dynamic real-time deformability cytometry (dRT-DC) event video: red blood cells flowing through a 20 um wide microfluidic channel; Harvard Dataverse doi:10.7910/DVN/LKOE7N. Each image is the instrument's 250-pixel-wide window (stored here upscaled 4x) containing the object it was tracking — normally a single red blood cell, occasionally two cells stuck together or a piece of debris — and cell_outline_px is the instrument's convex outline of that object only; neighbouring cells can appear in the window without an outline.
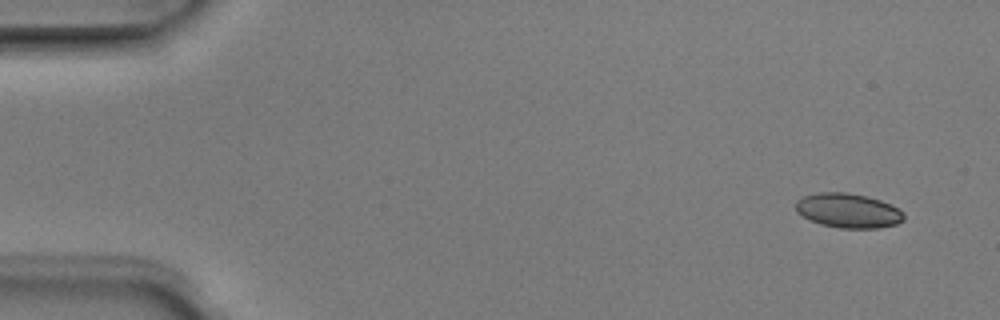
{"species": "Egyptian fruit bat (a non-hibernating species)", "species_latin": "Rousettus aegyptiacus", "temperature_condition": "room temperature", "stored_images_in_passage": 6, "camera_frame_rate_fps": 3000, "um_per_image_px": 0.085, "animal": {"sex": "male"}, "frame": {"image": 1, "passage_image": 1, "time_ms": 0.0, "image_size_px": [1000, 320], "cell_outline_px": [[904, 220], [896, 224], [876, 228], [840, 228], [820, 224], [796, 212], [796, 200], [800, 196], [816, 192], [848, 192], [868, 196], [892, 204], [900, 208], [904, 212]], "centroid_in_image_um": [72.1, 17.88], "position_along_channel_um": 12.9, "area_um2": 22.02}}
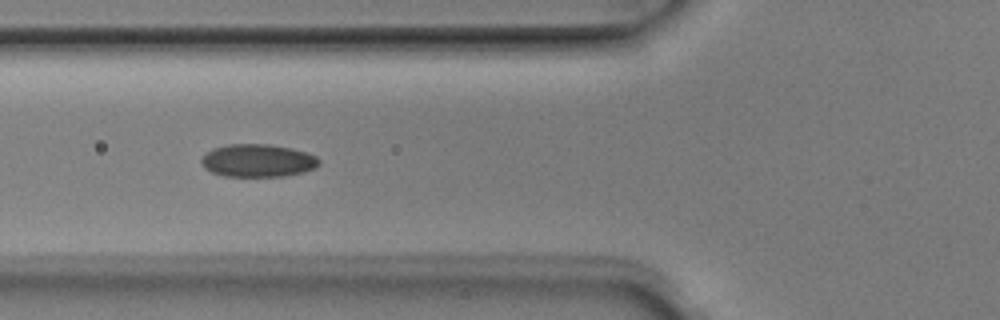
{"frame": {"image": 2, "passage_image": 5, "time_ms": 1.333, "image_size_px": [1000, 320], "cell_outline_px": [[320, 164], [316, 168], [304, 172], [284, 176], [224, 176], [212, 172], [204, 168], [200, 160], [212, 148], [228, 144], [268, 144], [292, 148], [316, 156], [320, 160]], "centroid_in_image_um": [21.93, 13.65], "position_along_channel_um": 103.9, "area_um2": 22.54}}
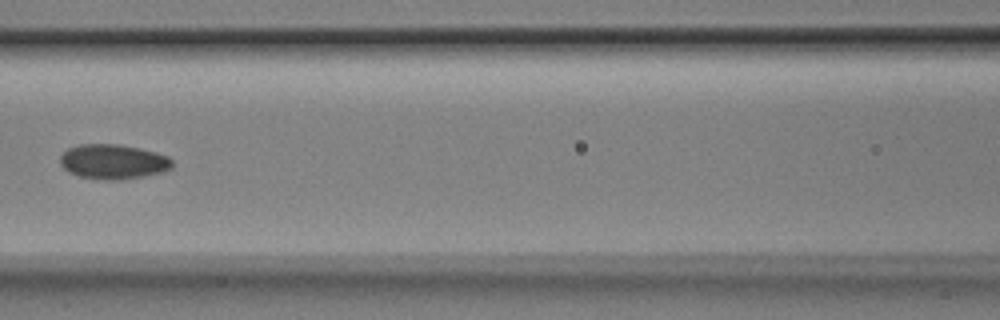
{"frame": {"image": 3, "passage_image": 6, "time_ms": 1.667, "image_size_px": [1000, 320], "cell_outline_px": [[172, 168], [164, 172], [144, 176], [120, 180], [104, 180], [80, 176], [68, 172], [60, 164], [60, 156], [68, 148], [80, 144], [120, 144], [140, 148], [156, 152], [168, 156], [172, 160]], "centroid_in_image_um": [9.63, 13.74], "position_along_channel_um": 157.0, "area_um2": 22.89}}